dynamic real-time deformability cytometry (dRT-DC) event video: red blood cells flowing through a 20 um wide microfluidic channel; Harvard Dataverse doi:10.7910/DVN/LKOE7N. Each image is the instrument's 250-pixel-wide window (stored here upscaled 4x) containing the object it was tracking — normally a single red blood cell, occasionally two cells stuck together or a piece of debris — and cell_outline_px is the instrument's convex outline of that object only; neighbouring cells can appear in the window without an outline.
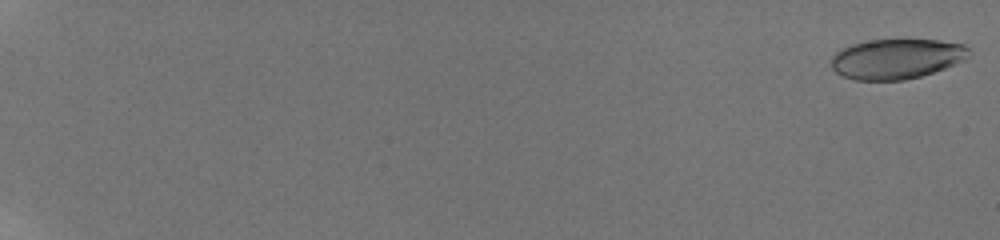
{"species": "human", "species_latin": "Homo sapiens", "temperature_condition": "room temperature", "stored_images_in_passage": 40, "camera_frame_rate_fps": 3000, "um_per_image_px": 0.085, "donor": {"sex": "male"}, "frame": {"image": 1, "passage_image": 1, "time_ms": 0.0, "image_size_px": [1000, 240], "cell_outline_px": [[968, 60], [920, 76], [904, 80], [856, 80], [844, 76], [836, 72], [832, 68], [832, 56], [836, 52], [852, 44], [872, 40], [940, 40], [964, 44], [968, 48]], "centroid_in_image_um": [76.24, 5.0], "position_along_channel_um": 8.8, "area_um2": 31.96}}
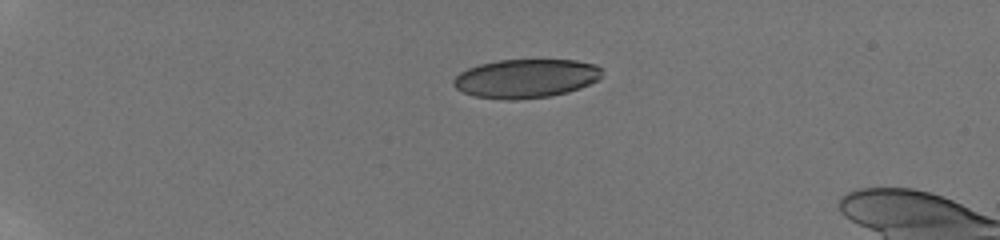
{"frame": {"image": 2, "passage_image": 25, "time_ms": 5.333, "image_size_px": [1000, 240], "cell_outline_px": [[604, 72], [596, 80], [580, 88], [568, 92], [552, 96], [516, 100], [504, 100], [476, 96], [464, 92], [456, 88], [452, 84], [452, 80], [460, 72], [468, 68], [480, 64], [500, 60], [576, 60], [596, 64], [604, 68]], "centroid_in_image_um": [44.72, 6.67], "position_along_channel_um": 40.3, "area_um2": 33.76}}